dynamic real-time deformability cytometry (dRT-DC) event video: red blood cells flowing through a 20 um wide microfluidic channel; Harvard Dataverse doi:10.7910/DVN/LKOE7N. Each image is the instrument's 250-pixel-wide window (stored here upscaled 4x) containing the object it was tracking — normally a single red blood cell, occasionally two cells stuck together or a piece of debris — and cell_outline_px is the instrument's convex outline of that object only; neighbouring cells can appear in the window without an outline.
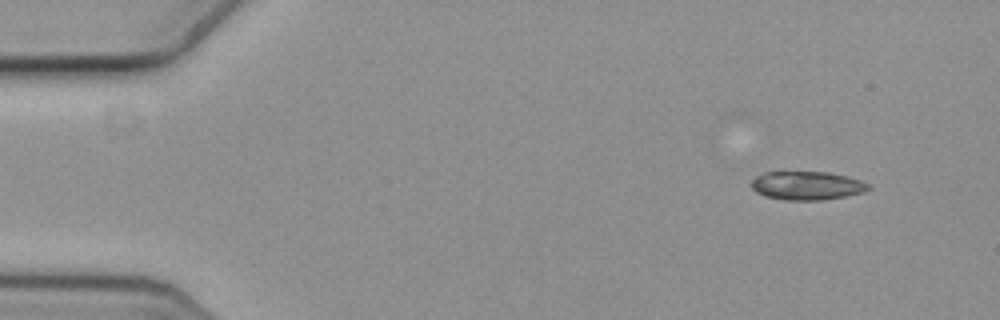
{"species": "common noctule bat (a hibernating species)", "species_latin": "Nyctalus noctula", "temperature_condition": "cold", "stored_images_in_passage": 16, "camera_frame_rate_fps": 3000, "um_per_image_px": 0.085, "animal": {"sex": "female", "body_mass_g": 19.3, "forearm_length_mm": 54.1}, "frame": {"image": 1, "passage_image": 1, "time_ms": 0.0, "image_size_px": [1000, 320], "cell_outline_px": [[872, 188], [864, 192], [844, 196], [820, 200], [784, 200], [764, 196], [756, 192], [752, 188], [752, 180], [756, 176], [764, 172], [828, 172], [860, 180], [868, 184]], "centroid_in_image_um": [68.57, 15.78], "position_along_channel_um": 16.4, "area_um2": 19.36}}
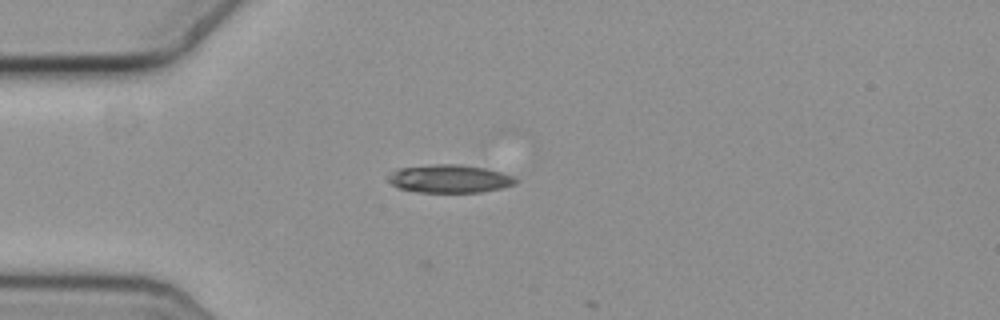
{"frame": {"image": 2, "passage_image": 11, "time_ms": 3.333, "image_size_px": [1000, 320], "cell_outline_px": [[516, 184], [500, 188], [480, 192], [416, 192], [400, 188], [392, 184], [388, 180], [392, 172], [400, 168], [432, 164], [460, 164], [484, 168], [500, 172], [512, 176], [516, 180]], "centroid_in_image_um": [38.21, 15.19], "position_along_channel_um": 46.8, "area_um2": 20.58}}